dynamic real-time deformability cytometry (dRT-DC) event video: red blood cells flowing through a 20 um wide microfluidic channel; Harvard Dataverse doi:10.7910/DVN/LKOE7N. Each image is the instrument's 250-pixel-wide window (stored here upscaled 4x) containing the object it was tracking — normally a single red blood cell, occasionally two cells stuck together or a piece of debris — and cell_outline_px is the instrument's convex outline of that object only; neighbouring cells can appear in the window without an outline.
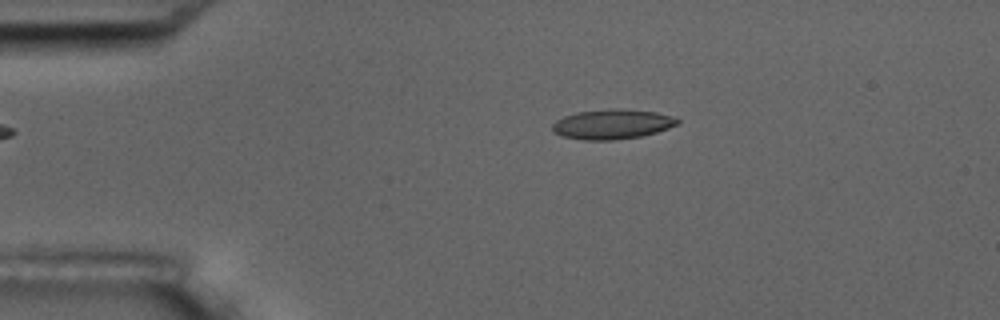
{"species": "common noctule bat (a hibernating species)", "species_latin": "Nyctalus noctula", "temperature_condition": "room temperature", "stored_images_in_passage": 5, "camera_frame_rate_fps": 3000, "um_per_image_px": 0.085, "animal": {"sex": "male", "body_mass_g": 17.5, "forearm_length_mm": 52.3}, "frame": {"image": 1, "passage_image": 3, "time_ms": 2.333, "image_size_px": [1000, 320], "cell_outline_px": [[680, 124], [656, 132], [640, 136], [612, 140], [584, 140], [560, 136], [552, 132], [552, 124], [556, 120], [564, 116], [576, 112], [616, 108], [656, 112], [676, 116], [680, 120]], "centroid_in_image_um": [52.04, 10.55], "position_along_channel_um": 33.0, "area_um2": 21.91}}